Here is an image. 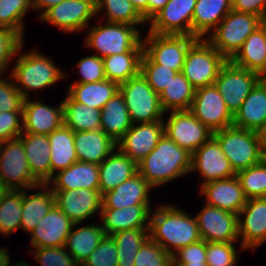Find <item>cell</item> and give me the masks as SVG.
<instances>
[{
    "label": "cell",
    "instance_id": "ba28073f",
    "mask_svg": "<svg viewBox=\"0 0 266 266\" xmlns=\"http://www.w3.org/2000/svg\"><path fill=\"white\" fill-rule=\"evenodd\" d=\"M131 122L150 123L164 118L159 95L151 88L146 79L139 73L119 85Z\"/></svg>",
    "mask_w": 266,
    "mask_h": 266
},
{
    "label": "cell",
    "instance_id": "e0dca14e",
    "mask_svg": "<svg viewBox=\"0 0 266 266\" xmlns=\"http://www.w3.org/2000/svg\"><path fill=\"white\" fill-rule=\"evenodd\" d=\"M56 206L75 224L100 216L103 207L102 194L99 190L85 188L73 190H52Z\"/></svg>",
    "mask_w": 266,
    "mask_h": 266
},
{
    "label": "cell",
    "instance_id": "11a10c76",
    "mask_svg": "<svg viewBox=\"0 0 266 266\" xmlns=\"http://www.w3.org/2000/svg\"><path fill=\"white\" fill-rule=\"evenodd\" d=\"M9 79L0 77V112L22 110L24 98L10 76Z\"/></svg>",
    "mask_w": 266,
    "mask_h": 266
},
{
    "label": "cell",
    "instance_id": "f907efd6",
    "mask_svg": "<svg viewBox=\"0 0 266 266\" xmlns=\"http://www.w3.org/2000/svg\"><path fill=\"white\" fill-rule=\"evenodd\" d=\"M24 43V39L15 31L0 28V77L9 73L18 48ZM12 60V61H11Z\"/></svg>",
    "mask_w": 266,
    "mask_h": 266
},
{
    "label": "cell",
    "instance_id": "7a4b0ae2",
    "mask_svg": "<svg viewBox=\"0 0 266 266\" xmlns=\"http://www.w3.org/2000/svg\"><path fill=\"white\" fill-rule=\"evenodd\" d=\"M192 154L181 148L165 134L156 147L138 164V173L153 187L191 173Z\"/></svg>",
    "mask_w": 266,
    "mask_h": 266
},
{
    "label": "cell",
    "instance_id": "ffe728a7",
    "mask_svg": "<svg viewBox=\"0 0 266 266\" xmlns=\"http://www.w3.org/2000/svg\"><path fill=\"white\" fill-rule=\"evenodd\" d=\"M163 134V120L132 124L116 145L121 152L138 164L156 147Z\"/></svg>",
    "mask_w": 266,
    "mask_h": 266
},
{
    "label": "cell",
    "instance_id": "bcb514c9",
    "mask_svg": "<svg viewBox=\"0 0 266 266\" xmlns=\"http://www.w3.org/2000/svg\"><path fill=\"white\" fill-rule=\"evenodd\" d=\"M140 73L146 79L151 88L159 95L166 85L178 73L170 68L152 63L144 54L141 58Z\"/></svg>",
    "mask_w": 266,
    "mask_h": 266
},
{
    "label": "cell",
    "instance_id": "94428289",
    "mask_svg": "<svg viewBox=\"0 0 266 266\" xmlns=\"http://www.w3.org/2000/svg\"><path fill=\"white\" fill-rule=\"evenodd\" d=\"M18 261V262H16ZM12 263L10 253L6 247H0V266H23V260H16ZM12 263V264H11Z\"/></svg>",
    "mask_w": 266,
    "mask_h": 266
},
{
    "label": "cell",
    "instance_id": "ac0fdd59",
    "mask_svg": "<svg viewBox=\"0 0 266 266\" xmlns=\"http://www.w3.org/2000/svg\"><path fill=\"white\" fill-rule=\"evenodd\" d=\"M240 252L259 248L266 241V197L248 199L238 214Z\"/></svg>",
    "mask_w": 266,
    "mask_h": 266
},
{
    "label": "cell",
    "instance_id": "680465c9",
    "mask_svg": "<svg viewBox=\"0 0 266 266\" xmlns=\"http://www.w3.org/2000/svg\"><path fill=\"white\" fill-rule=\"evenodd\" d=\"M65 0H33V10L40 11L38 18L49 8Z\"/></svg>",
    "mask_w": 266,
    "mask_h": 266
},
{
    "label": "cell",
    "instance_id": "f5cc1de1",
    "mask_svg": "<svg viewBox=\"0 0 266 266\" xmlns=\"http://www.w3.org/2000/svg\"><path fill=\"white\" fill-rule=\"evenodd\" d=\"M76 65L78 67V74L81 77L79 81H75L71 84L91 83L107 79L103 60L96 54H91V56L89 55L80 58Z\"/></svg>",
    "mask_w": 266,
    "mask_h": 266
},
{
    "label": "cell",
    "instance_id": "b9f144b4",
    "mask_svg": "<svg viewBox=\"0 0 266 266\" xmlns=\"http://www.w3.org/2000/svg\"><path fill=\"white\" fill-rule=\"evenodd\" d=\"M111 236L117 246V266H134L137 251L149 238V228L122 230Z\"/></svg>",
    "mask_w": 266,
    "mask_h": 266
},
{
    "label": "cell",
    "instance_id": "d590c367",
    "mask_svg": "<svg viewBox=\"0 0 266 266\" xmlns=\"http://www.w3.org/2000/svg\"><path fill=\"white\" fill-rule=\"evenodd\" d=\"M132 124L124 97L119 91L101 109L100 129L117 142Z\"/></svg>",
    "mask_w": 266,
    "mask_h": 266
},
{
    "label": "cell",
    "instance_id": "44dd1931",
    "mask_svg": "<svg viewBox=\"0 0 266 266\" xmlns=\"http://www.w3.org/2000/svg\"><path fill=\"white\" fill-rule=\"evenodd\" d=\"M23 132L49 135L64 124L62 100L54 107L25 98L22 105Z\"/></svg>",
    "mask_w": 266,
    "mask_h": 266
},
{
    "label": "cell",
    "instance_id": "f1b7e54d",
    "mask_svg": "<svg viewBox=\"0 0 266 266\" xmlns=\"http://www.w3.org/2000/svg\"><path fill=\"white\" fill-rule=\"evenodd\" d=\"M19 138L24 145L26 159L33 177L40 184H46L51 179L48 135L22 132Z\"/></svg>",
    "mask_w": 266,
    "mask_h": 266
},
{
    "label": "cell",
    "instance_id": "7402d4cb",
    "mask_svg": "<svg viewBox=\"0 0 266 266\" xmlns=\"http://www.w3.org/2000/svg\"><path fill=\"white\" fill-rule=\"evenodd\" d=\"M73 225L55 204L29 235L30 244L32 248L65 246Z\"/></svg>",
    "mask_w": 266,
    "mask_h": 266
},
{
    "label": "cell",
    "instance_id": "e7e4bbea",
    "mask_svg": "<svg viewBox=\"0 0 266 266\" xmlns=\"http://www.w3.org/2000/svg\"><path fill=\"white\" fill-rule=\"evenodd\" d=\"M9 190L10 189L0 180V203Z\"/></svg>",
    "mask_w": 266,
    "mask_h": 266
},
{
    "label": "cell",
    "instance_id": "f546056e",
    "mask_svg": "<svg viewBox=\"0 0 266 266\" xmlns=\"http://www.w3.org/2000/svg\"><path fill=\"white\" fill-rule=\"evenodd\" d=\"M138 173L137 164L116 148L99 164V191L103 195Z\"/></svg>",
    "mask_w": 266,
    "mask_h": 266
},
{
    "label": "cell",
    "instance_id": "9c48e42d",
    "mask_svg": "<svg viewBox=\"0 0 266 266\" xmlns=\"http://www.w3.org/2000/svg\"><path fill=\"white\" fill-rule=\"evenodd\" d=\"M142 38L143 54L152 62L182 72L187 51L198 39L188 35L154 34Z\"/></svg>",
    "mask_w": 266,
    "mask_h": 266
},
{
    "label": "cell",
    "instance_id": "9f6ffc18",
    "mask_svg": "<svg viewBox=\"0 0 266 266\" xmlns=\"http://www.w3.org/2000/svg\"><path fill=\"white\" fill-rule=\"evenodd\" d=\"M171 263H206V241L201 239L181 248L172 256Z\"/></svg>",
    "mask_w": 266,
    "mask_h": 266
},
{
    "label": "cell",
    "instance_id": "4316f807",
    "mask_svg": "<svg viewBox=\"0 0 266 266\" xmlns=\"http://www.w3.org/2000/svg\"><path fill=\"white\" fill-rule=\"evenodd\" d=\"M266 124V77H263L233 116V125L259 132Z\"/></svg>",
    "mask_w": 266,
    "mask_h": 266
},
{
    "label": "cell",
    "instance_id": "8992f818",
    "mask_svg": "<svg viewBox=\"0 0 266 266\" xmlns=\"http://www.w3.org/2000/svg\"><path fill=\"white\" fill-rule=\"evenodd\" d=\"M263 21L259 16L231 10L206 37V40L221 55L230 60Z\"/></svg>",
    "mask_w": 266,
    "mask_h": 266
},
{
    "label": "cell",
    "instance_id": "4dcf8cb0",
    "mask_svg": "<svg viewBox=\"0 0 266 266\" xmlns=\"http://www.w3.org/2000/svg\"><path fill=\"white\" fill-rule=\"evenodd\" d=\"M42 191L35 193H29L28 190ZM55 205L54 192L47 184H40L36 187L23 190V202H22V216H21V229L31 234L37 224L44 218V216Z\"/></svg>",
    "mask_w": 266,
    "mask_h": 266
},
{
    "label": "cell",
    "instance_id": "91938a15",
    "mask_svg": "<svg viewBox=\"0 0 266 266\" xmlns=\"http://www.w3.org/2000/svg\"><path fill=\"white\" fill-rule=\"evenodd\" d=\"M169 0H148V22L167 4Z\"/></svg>",
    "mask_w": 266,
    "mask_h": 266
},
{
    "label": "cell",
    "instance_id": "816d5d0a",
    "mask_svg": "<svg viewBox=\"0 0 266 266\" xmlns=\"http://www.w3.org/2000/svg\"><path fill=\"white\" fill-rule=\"evenodd\" d=\"M117 246L111 235H105L81 266H117Z\"/></svg>",
    "mask_w": 266,
    "mask_h": 266
},
{
    "label": "cell",
    "instance_id": "5b68a950",
    "mask_svg": "<svg viewBox=\"0 0 266 266\" xmlns=\"http://www.w3.org/2000/svg\"><path fill=\"white\" fill-rule=\"evenodd\" d=\"M213 137L219 142L236 173L259 164L264 159L258 132L232 125L213 132Z\"/></svg>",
    "mask_w": 266,
    "mask_h": 266
},
{
    "label": "cell",
    "instance_id": "03108f58",
    "mask_svg": "<svg viewBox=\"0 0 266 266\" xmlns=\"http://www.w3.org/2000/svg\"><path fill=\"white\" fill-rule=\"evenodd\" d=\"M170 266H208L206 263H171Z\"/></svg>",
    "mask_w": 266,
    "mask_h": 266
},
{
    "label": "cell",
    "instance_id": "5bb4252c",
    "mask_svg": "<svg viewBox=\"0 0 266 266\" xmlns=\"http://www.w3.org/2000/svg\"><path fill=\"white\" fill-rule=\"evenodd\" d=\"M189 111L212 132L233 125V115L214 84L195 90Z\"/></svg>",
    "mask_w": 266,
    "mask_h": 266
},
{
    "label": "cell",
    "instance_id": "7c38bea8",
    "mask_svg": "<svg viewBox=\"0 0 266 266\" xmlns=\"http://www.w3.org/2000/svg\"><path fill=\"white\" fill-rule=\"evenodd\" d=\"M163 122L164 134L191 154L213 136L189 110L165 112Z\"/></svg>",
    "mask_w": 266,
    "mask_h": 266
},
{
    "label": "cell",
    "instance_id": "60d3db41",
    "mask_svg": "<svg viewBox=\"0 0 266 266\" xmlns=\"http://www.w3.org/2000/svg\"><path fill=\"white\" fill-rule=\"evenodd\" d=\"M96 9L99 17L105 15L106 22L134 25L139 30L146 23L130 0H96Z\"/></svg>",
    "mask_w": 266,
    "mask_h": 266
},
{
    "label": "cell",
    "instance_id": "d6986e66",
    "mask_svg": "<svg viewBox=\"0 0 266 266\" xmlns=\"http://www.w3.org/2000/svg\"><path fill=\"white\" fill-rule=\"evenodd\" d=\"M195 171H198L204 179L200 186L211 181L236 176L219 142L213 136L192 153L190 172Z\"/></svg>",
    "mask_w": 266,
    "mask_h": 266
},
{
    "label": "cell",
    "instance_id": "7bdbcfd3",
    "mask_svg": "<svg viewBox=\"0 0 266 266\" xmlns=\"http://www.w3.org/2000/svg\"><path fill=\"white\" fill-rule=\"evenodd\" d=\"M23 190H9L0 203V234L10 236L21 229Z\"/></svg>",
    "mask_w": 266,
    "mask_h": 266
},
{
    "label": "cell",
    "instance_id": "6f0895ef",
    "mask_svg": "<svg viewBox=\"0 0 266 266\" xmlns=\"http://www.w3.org/2000/svg\"><path fill=\"white\" fill-rule=\"evenodd\" d=\"M232 10L253 14L266 20V0H232Z\"/></svg>",
    "mask_w": 266,
    "mask_h": 266
},
{
    "label": "cell",
    "instance_id": "74e56055",
    "mask_svg": "<svg viewBox=\"0 0 266 266\" xmlns=\"http://www.w3.org/2000/svg\"><path fill=\"white\" fill-rule=\"evenodd\" d=\"M64 125L73 132L100 129L101 110L74 101L68 94L62 100Z\"/></svg>",
    "mask_w": 266,
    "mask_h": 266
},
{
    "label": "cell",
    "instance_id": "f35d334b",
    "mask_svg": "<svg viewBox=\"0 0 266 266\" xmlns=\"http://www.w3.org/2000/svg\"><path fill=\"white\" fill-rule=\"evenodd\" d=\"M195 90L184 74L178 72L159 94L163 111L190 110Z\"/></svg>",
    "mask_w": 266,
    "mask_h": 266
},
{
    "label": "cell",
    "instance_id": "4fadbf2b",
    "mask_svg": "<svg viewBox=\"0 0 266 266\" xmlns=\"http://www.w3.org/2000/svg\"><path fill=\"white\" fill-rule=\"evenodd\" d=\"M96 16V0H65L46 10L39 21L70 34L85 30Z\"/></svg>",
    "mask_w": 266,
    "mask_h": 266
},
{
    "label": "cell",
    "instance_id": "ab89813d",
    "mask_svg": "<svg viewBox=\"0 0 266 266\" xmlns=\"http://www.w3.org/2000/svg\"><path fill=\"white\" fill-rule=\"evenodd\" d=\"M143 53L113 54L102 58L106 78L119 85L140 73Z\"/></svg>",
    "mask_w": 266,
    "mask_h": 266
},
{
    "label": "cell",
    "instance_id": "db71d44e",
    "mask_svg": "<svg viewBox=\"0 0 266 266\" xmlns=\"http://www.w3.org/2000/svg\"><path fill=\"white\" fill-rule=\"evenodd\" d=\"M23 132L22 110L0 112V142L19 137Z\"/></svg>",
    "mask_w": 266,
    "mask_h": 266
},
{
    "label": "cell",
    "instance_id": "681fc988",
    "mask_svg": "<svg viewBox=\"0 0 266 266\" xmlns=\"http://www.w3.org/2000/svg\"><path fill=\"white\" fill-rule=\"evenodd\" d=\"M172 256L150 237L137 251L134 266H170Z\"/></svg>",
    "mask_w": 266,
    "mask_h": 266
},
{
    "label": "cell",
    "instance_id": "d4e9b609",
    "mask_svg": "<svg viewBox=\"0 0 266 266\" xmlns=\"http://www.w3.org/2000/svg\"><path fill=\"white\" fill-rule=\"evenodd\" d=\"M153 187L139 174L102 195L103 207L119 209L133 205H151Z\"/></svg>",
    "mask_w": 266,
    "mask_h": 266
},
{
    "label": "cell",
    "instance_id": "ee69618b",
    "mask_svg": "<svg viewBox=\"0 0 266 266\" xmlns=\"http://www.w3.org/2000/svg\"><path fill=\"white\" fill-rule=\"evenodd\" d=\"M33 11V0H1L0 28L17 32L24 40V18L28 11Z\"/></svg>",
    "mask_w": 266,
    "mask_h": 266
},
{
    "label": "cell",
    "instance_id": "83f0119b",
    "mask_svg": "<svg viewBox=\"0 0 266 266\" xmlns=\"http://www.w3.org/2000/svg\"><path fill=\"white\" fill-rule=\"evenodd\" d=\"M78 161L101 164L116 148V142L101 129L74 132Z\"/></svg>",
    "mask_w": 266,
    "mask_h": 266
},
{
    "label": "cell",
    "instance_id": "8d00e7d4",
    "mask_svg": "<svg viewBox=\"0 0 266 266\" xmlns=\"http://www.w3.org/2000/svg\"><path fill=\"white\" fill-rule=\"evenodd\" d=\"M50 144L51 178L78 161L74 132L64 124L48 135Z\"/></svg>",
    "mask_w": 266,
    "mask_h": 266
},
{
    "label": "cell",
    "instance_id": "484cf974",
    "mask_svg": "<svg viewBox=\"0 0 266 266\" xmlns=\"http://www.w3.org/2000/svg\"><path fill=\"white\" fill-rule=\"evenodd\" d=\"M46 184L51 190H99V165L77 161L56 172Z\"/></svg>",
    "mask_w": 266,
    "mask_h": 266
},
{
    "label": "cell",
    "instance_id": "003e7915",
    "mask_svg": "<svg viewBox=\"0 0 266 266\" xmlns=\"http://www.w3.org/2000/svg\"><path fill=\"white\" fill-rule=\"evenodd\" d=\"M264 47L266 52V20H264Z\"/></svg>",
    "mask_w": 266,
    "mask_h": 266
},
{
    "label": "cell",
    "instance_id": "2e32d148",
    "mask_svg": "<svg viewBox=\"0 0 266 266\" xmlns=\"http://www.w3.org/2000/svg\"><path fill=\"white\" fill-rule=\"evenodd\" d=\"M197 0H169L147 23L154 34L192 36V18Z\"/></svg>",
    "mask_w": 266,
    "mask_h": 266
},
{
    "label": "cell",
    "instance_id": "6125c7cd",
    "mask_svg": "<svg viewBox=\"0 0 266 266\" xmlns=\"http://www.w3.org/2000/svg\"><path fill=\"white\" fill-rule=\"evenodd\" d=\"M137 12L148 23V0H130Z\"/></svg>",
    "mask_w": 266,
    "mask_h": 266
},
{
    "label": "cell",
    "instance_id": "7dc6e473",
    "mask_svg": "<svg viewBox=\"0 0 266 266\" xmlns=\"http://www.w3.org/2000/svg\"><path fill=\"white\" fill-rule=\"evenodd\" d=\"M31 254L40 266H80L65 246L31 248ZM23 266H30L23 261Z\"/></svg>",
    "mask_w": 266,
    "mask_h": 266
},
{
    "label": "cell",
    "instance_id": "be15d7a7",
    "mask_svg": "<svg viewBox=\"0 0 266 266\" xmlns=\"http://www.w3.org/2000/svg\"><path fill=\"white\" fill-rule=\"evenodd\" d=\"M260 139V150L264 159H266V124L263 129L258 132Z\"/></svg>",
    "mask_w": 266,
    "mask_h": 266
},
{
    "label": "cell",
    "instance_id": "277c9868",
    "mask_svg": "<svg viewBox=\"0 0 266 266\" xmlns=\"http://www.w3.org/2000/svg\"><path fill=\"white\" fill-rule=\"evenodd\" d=\"M90 26L86 28L89 32L85 38L84 47L94 49L98 57L143 53L142 32L136 26L106 21Z\"/></svg>",
    "mask_w": 266,
    "mask_h": 266
},
{
    "label": "cell",
    "instance_id": "9a60e30c",
    "mask_svg": "<svg viewBox=\"0 0 266 266\" xmlns=\"http://www.w3.org/2000/svg\"><path fill=\"white\" fill-rule=\"evenodd\" d=\"M201 239L206 242L235 243L238 236V214L205 205L195 215Z\"/></svg>",
    "mask_w": 266,
    "mask_h": 266
},
{
    "label": "cell",
    "instance_id": "52a82bcc",
    "mask_svg": "<svg viewBox=\"0 0 266 266\" xmlns=\"http://www.w3.org/2000/svg\"><path fill=\"white\" fill-rule=\"evenodd\" d=\"M227 61L206 39L198 38L187 51L182 73L195 89L210 86Z\"/></svg>",
    "mask_w": 266,
    "mask_h": 266
},
{
    "label": "cell",
    "instance_id": "3957f363",
    "mask_svg": "<svg viewBox=\"0 0 266 266\" xmlns=\"http://www.w3.org/2000/svg\"><path fill=\"white\" fill-rule=\"evenodd\" d=\"M23 45L24 43L18 48L15 55L16 62L11 64L13 67L10 68L11 71L7 76L12 78L13 83L25 99L30 98L31 93L29 92L45 90L58 81L64 80L66 74L57 66V63L53 62V58L42 52L32 49L22 53Z\"/></svg>",
    "mask_w": 266,
    "mask_h": 266
},
{
    "label": "cell",
    "instance_id": "cb8c5ba5",
    "mask_svg": "<svg viewBox=\"0 0 266 266\" xmlns=\"http://www.w3.org/2000/svg\"><path fill=\"white\" fill-rule=\"evenodd\" d=\"M151 205H133L119 209L102 208L101 227L106 235L136 228H149Z\"/></svg>",
    "mask_w": 266,
    "mask_h": 266
},
{
    "label": "cell",
    "instance_id": "d6a6232c",
    "mask_svg": "<svg viewBox=\"0 0 266 266\" xmlns=\"http://www.w3.org/2000/svg\"><path fill=\"white\" fill-rule=\"evenodd\" d=\"M235 65L255 71L266 77V52L264 47V21L252 32L238 52L230 59Z\"/></svg>",
    "mask_w": 266,
    "mask_h": 266
},
{
    "label": "cell",
    "instance_id": "1f68e13d",
    "mask_svg": "<svg viewBox=\"0 0 266 266\" xmlns=\"http://www.w3.org/2000/svg\"><path fill=\"white\" fill-rule=\"evenodd\" d=\"M232 10V0H197L192 18V36H208Z\"/></svg>",
    "mask_w": 266,
    "mask_h": 266
},
{
    "label": "cell",
    "instance_id": "30bf717a",
    "mask_svg": "<svg viewBox=\"0 0 266 266\" xmlns=\"http://www.w3.org/2000/svg\"><path fill=\"white\" fill-rule=\"evenodd\" d=\"M0 180L10 190H25L40 185L31 173L24 145L19 137L1 143Z\"/></svg>",
    "mask_w": 266,
    "mask_h": 266
},
{
    "label": "cell",
    "instance_id": "603a6c76",
    "mask_svg": "<svg viewBox=\"0 0 266 266\" xmlns=\"http://www.w3.org/2000/svg\"><path fill=\"white\" fill-rule=\"evenodd\" d=\"M199 193L207 205L235 214H239L247 201L236 176L202 184Z\"/></svg>",
    "mask_w": 266,
    "mask_h": 266
},
{
    "label": "cell",
    "instance_id": "c3c4849f",
    "mask_svg": "<svg viewBox=\"0 0 266 266\" xmlns=\"http://www.w3.org/2000/svg\"><path fill=\"white\" fill-rule=\"evenodd\" d=\"M239 249L234 243L206 242L208 266H237Z\"/></svg>",
    "mask_w": 266,
    "mask_h": 266
},
{
    "label": "cell",
    "instance_id": "f6af8a7d",
    "mask_svg": "<svg viewBox=\"0 0 266 266\" xmlns=\"http://www.w3.org/2000/svg\"><path fill=\"white\" fill-rule=\"evenodd\" d=\"M236 177L239 179L247 200L266 197V159L237 172Z\"/></svg>",
    "mask_w": 266,
    "mask_h": 266
},
{
    "label": "cell",
    "instance_id": "836d02e7",
    "mask_svg": "<svg viewBox=\"0 0 266 266\" xmlns=\"http://www.w3.org/2000/svg\"><path fill=\"white\" fill-rule=\"evenodd\" d=\"M76 226H80L79 223L73 225L74 229L72 228L67 237L65 248L81 266L106 234L98 223L82 225L75 229Z\"/></svg>",
    "mask_w": 266,
    "mask_h": 266
},
{
    "label": "cell",
    "instance_id": "8fae6325",
    "mask_svg": "<svg viewBox=\"0 0 266 266\" xmlns=\"http://www.w3.org/2000/svg\"><path fill=\"white\" fill-rule=\"evenodd\" d=\"M262 78L259 73L239 67L228 60L221 68L214 85L234 116Z\"/></svg>",
    "mask_w": 266,
    "mask_h": 266
},
{
    "label": "cell",
    "instance_id": "e575fe53",
    "mask_svg": "<svg viewBox=\"0 0 266 266\" xmlns=\"http://www.w3.org/2000/svg\"><path fill=\"white\" fill-rule=\"evenodd\" d=\"M66 91L74 101L101 110L110 98L119 92V84L104 79L98 82L69 84Z\"/></svg>",
    "mask_w": 266,
    "mask_h": 266
},
{
    "label": "cell",
    "instance_id": "6da1fadb",
    "mask_svg": "<svg viewBox=\"0 0 266 266\" xmlns=\"http://www.w3.org/2000/svg\"><path fill=\"white\" fill-rule=\"evenodd\" d=\"M174 204H160L150 215L149 237L173 256L181 248L201 240L197 219Z\"/></svg>",
    "mask_w": 266,
    "mask_h": 266
}]
</instances>
